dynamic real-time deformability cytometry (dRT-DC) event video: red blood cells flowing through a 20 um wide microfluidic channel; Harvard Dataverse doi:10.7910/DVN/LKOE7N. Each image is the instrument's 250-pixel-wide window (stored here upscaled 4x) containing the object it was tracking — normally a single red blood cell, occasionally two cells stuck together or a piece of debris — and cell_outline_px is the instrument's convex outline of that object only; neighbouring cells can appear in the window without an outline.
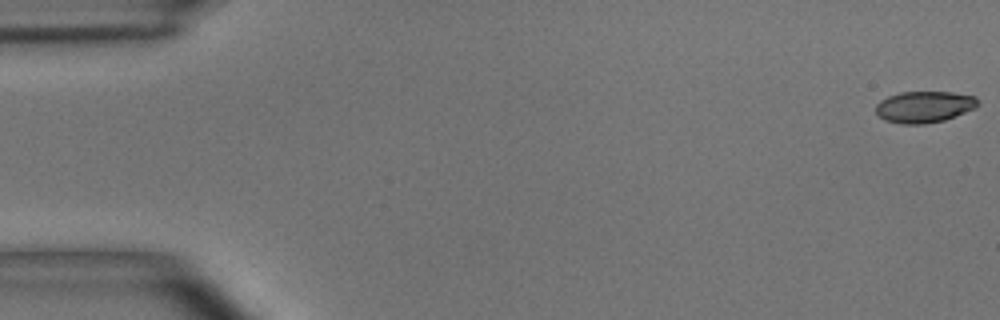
{"species": "common noctule bat (a hibernating species)", "species_latin": "Nyctalus noctula", "temperature_condition": "room temperature", "stored_images_in_passage": 17, "camera_frame_rate_fps": 3000, "um_per_image_px": 0.085, "animal": {"sex": "male", "body_mass_g": 15.6}, "frame": {"image": 1, "passage_image": 1, "time_ms": 0.0, "image_size_px": [1000, 320], "cell_outline_px": [[980, 104], [976, 108], [944, 120], [924, 124], [900, 124], [884, 120], [876, 112], [876, 104], [880, 100], [888, 96], [900, 92], [952, 92], [976, 96]], "centroid_in_image_um": [78.57, 9.08], "position_along_channel_um": 6.4, "area_um2": 18.84}}
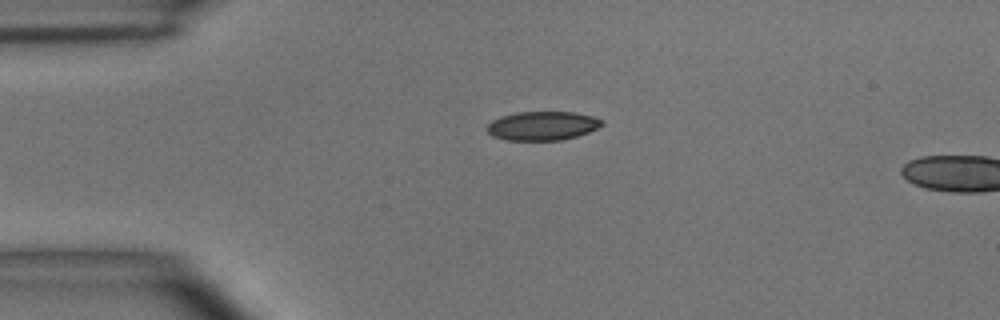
{"frame": {"image": 2, "passage_image": 13, "time_ms": 4.0, "image_size_px": [1000, 320], "cell_outline_px": [[604, 124], [588, 132], [576, 136], [560, 140], [504, 140], [492, 136], [484, 128], [492, 120], [500, 116], [516, 112], [572, 112], [592, 116], [604, 120]], "centroid_in_image_um": [46.06, 10.69], "position_along_channel_um": 38.9, "area_um2": 19.42}}